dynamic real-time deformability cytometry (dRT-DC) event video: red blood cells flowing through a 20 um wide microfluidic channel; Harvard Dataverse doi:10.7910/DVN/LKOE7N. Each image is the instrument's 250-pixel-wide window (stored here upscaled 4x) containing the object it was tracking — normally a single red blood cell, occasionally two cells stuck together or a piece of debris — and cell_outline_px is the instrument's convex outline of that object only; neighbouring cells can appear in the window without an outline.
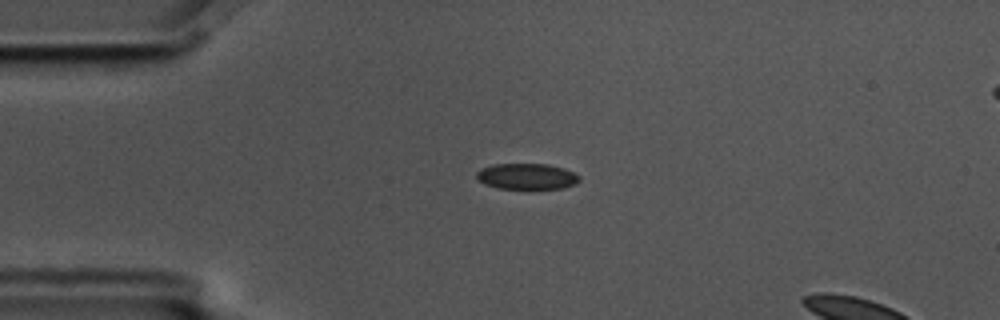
{"species": "common noctule bat (a hibernating species)", "species_latin": "Nyctalus noctula", "temperature_condition": "cold", "stored_images_in_passage": 5, "camera_frame_rate_fps": 3000, "um_per_image_px": 0.085, "animal": {"sex": "male", "body_mass_g": 17.5, "forearm_length_mm": 52.3}, "frame": {"image": 1, "passage_image": 3, "time_ms": 0.667, "image_size_px": [1000, 320], "cell_outline_px": [[580, 180], [576, 184], [564, 188], [500, 188], [484, 184], [476, 176], [476, 172], [480, 168], [492, 164], [548, 164], [564, 168], [580, 176]], "centroid_in_image_um": [44.78, 14.98], "position_along_channel_um": 40.2, "area_um2": 15.49}}